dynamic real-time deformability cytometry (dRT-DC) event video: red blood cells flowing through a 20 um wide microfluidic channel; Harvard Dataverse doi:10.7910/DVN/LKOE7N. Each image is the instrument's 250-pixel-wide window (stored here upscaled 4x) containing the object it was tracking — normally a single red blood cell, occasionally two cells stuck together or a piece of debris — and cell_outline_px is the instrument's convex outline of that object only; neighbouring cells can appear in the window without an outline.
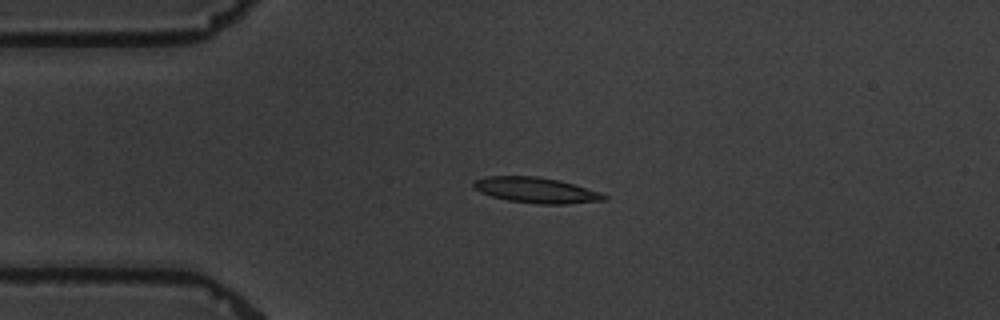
{"species": "common noctule bat (a hibernating species)", "species_latin": "Nyctalus noctula", "temperature_condition": "warm", "stored_images_in_passage": 5, "camera_frame_rate_fps": 3000, "um_per_image_px": 0.085, "animal": {"sex": "male", "body_mass_g": 19.5, "forearm_length_mm": 54.6}, "frame": {"image": 1, "passage_image": 3, "time_ms": 2.333, "image_size_px": [1000, 320], "cell_outline_px": [[608, 200], [564, 204], [536, 204], [508, 200], [492, 196], [480, 192], [472, 188], [472, 184], [476, 180], [488, 176], [536, 176], [560, 180], [600, 192], [608, 196]], "centroid_in_image_um": [45.58, 16.17], "position_along_channel_um": 39.4, "area_um2": 19.48}}
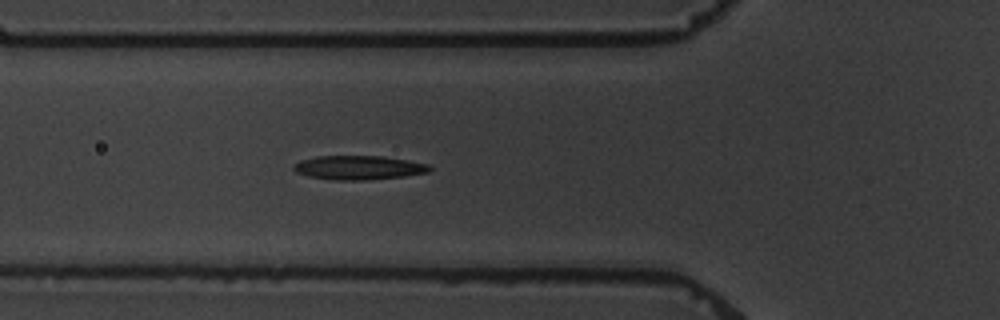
{"frame": {"image": 2, "passage_image": 5, "time_ms": 4.667, "image_size_px": [1000, 320], "cell_outline_px": [[432, 168], [428, 172], [404, 176], [364, 180], [332, 180], [308, 176], [296, 172], [292, 168], [300, 160], [316, 156], [384, 156], [408, 160], [428, 164]], "centroid_in_image_um": [30.48, 14.24], "position_along_channel_um": 95.3, "area_um2": 19.02}}